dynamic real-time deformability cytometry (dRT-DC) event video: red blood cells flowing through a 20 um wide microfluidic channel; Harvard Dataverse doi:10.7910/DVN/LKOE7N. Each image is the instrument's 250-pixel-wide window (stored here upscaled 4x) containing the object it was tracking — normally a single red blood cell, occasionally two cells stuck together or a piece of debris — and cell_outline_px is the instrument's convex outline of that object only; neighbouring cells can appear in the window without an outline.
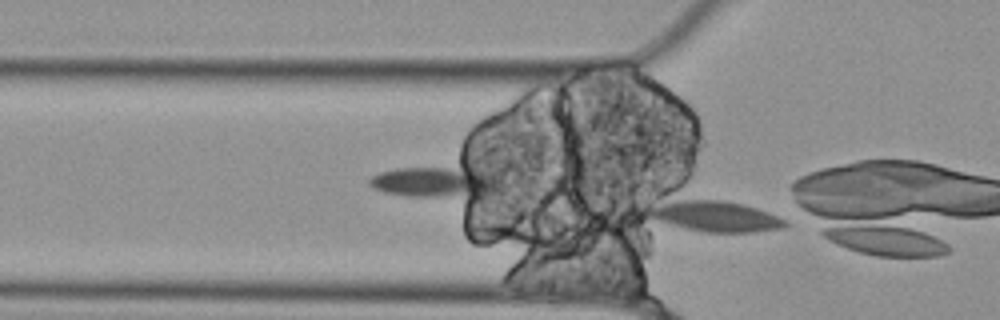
{"species": "Egyptian fruit bat (a non-hibernating species)", "species_latin": "Rousettus aegyptiacus", "temperature_condition": "cold", "stored_images_in_passage": 11, "camera_frame_rate_fps": 3000, "um_per_image_px": 0.085, "animal": {"sex": "female"}, "frame": {"image": 1, "passage_image": 11, "time_ms": 3.333, "image_size_px": [1000, 320], "cell_outline_px": [[788, 224], [784, 228], [752, 232], [704, 232], [684, 228], [668, 224], [656, 220], [652, 216], [652, 212], [676, 196], [720, 200], [744, 204], [768, 212], [784, 220]], "centroid_in_image_um": [60.86, 18.36], "position_along_channel_um": 64.9, "area_um2": 24.28}}